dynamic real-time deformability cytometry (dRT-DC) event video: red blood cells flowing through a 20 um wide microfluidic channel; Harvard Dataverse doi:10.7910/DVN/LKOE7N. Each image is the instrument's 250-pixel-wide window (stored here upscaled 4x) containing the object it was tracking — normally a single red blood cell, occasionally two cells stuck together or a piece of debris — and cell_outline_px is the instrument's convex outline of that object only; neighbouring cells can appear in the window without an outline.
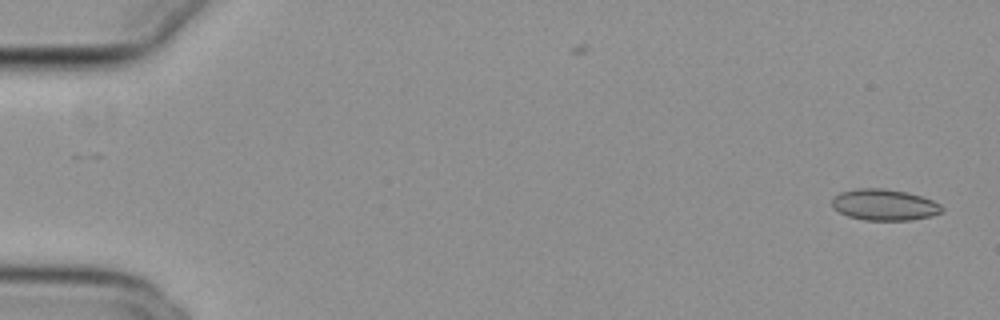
{"species": "common noctule bat (a hibernating species)", "species_latin": "Nyctalus noctula", "temperature_condition": "cold", "stored_images_in_passage": 53, "camera_frame_rate_fps": 3000, "um_per_image_px": 0.085, "animal": {"sex": "female", "body_mass_g": 29.2, "forearm_length_mm": 56.3}, "frame": {"image": 1, "passage_image": 1, "time_ms": 0.0, "image_size_px": [1000, 320], "cell_outline_px": [[944, 212], [932, 216], [912, 220], [864, 220], [848, 216], [832, 208], [832, 196], [840, 192], [856, 188], [884, 188], [904, 192], [920, 196], [932, 200], [940, 204], [944, 208]], "centroid_in_image_um": [75.16, 17.41], "position_along_channel_um": 9.8, "area_um2": 20.17}}
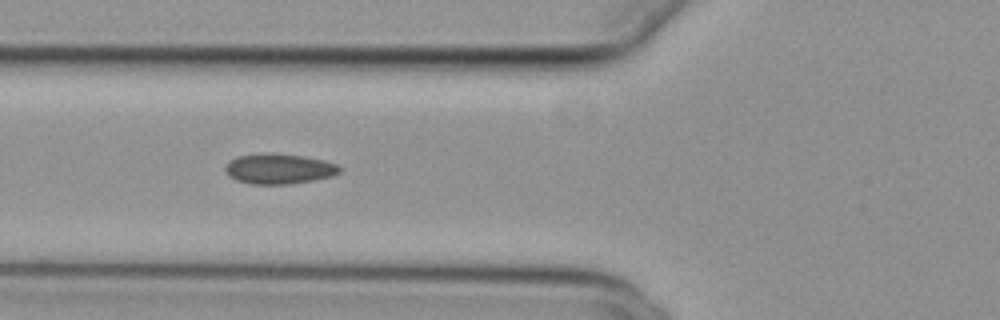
{"frame": {"image": 2, "passage_image": 20, "time_ms": 6.333, "image_size_px": [1000, 320], "cell_outline_px": [[340, 172], [332, 176], [292, 184], [252, 184], [236, 180], [228, 176], [224, 172], [224, 168], [236, 156], [264, 152], [304, 156], [324, 160], [336, 164], [340, 168]], "centroid_in_image_um": [23.68, 14.34], "position_along_channel_um": 102.1, "area_um2": 20.23}}
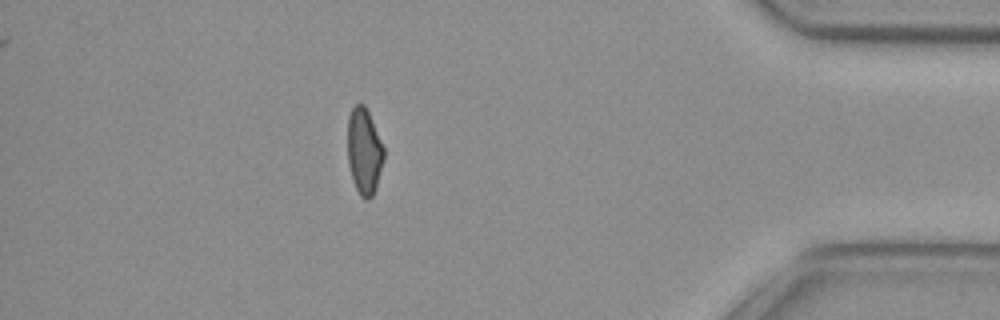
{"frame": {"image": 3, "passage_image": 47, "time_ms": 15.333, "image_size_px": [1000, 320], "cell_outline_px": [[384, 160], [376, 188], [372, 196], [368, 200], [364, 200], [360, 196], [352, 180], [348, 164], [348, 116], [352, 108], [356, 104], [364, 104], [368, 112], [384, 148]], "centroid_in_image_um": [30.95, 12.9], "position_along_channel_um": 404.3, "area_um2": 18.21}, "authors_computed_cell_mechanics": {"area_um2": 19.5942, "velocity_mm_per_s": 3.8305, "shape_relaxation_time_tau1_ms": null, "shape_relaxation_time_tau2_ms": 3.224, "deformation_change_tau1": null, "deformation_change_tau2": 0.0803}}